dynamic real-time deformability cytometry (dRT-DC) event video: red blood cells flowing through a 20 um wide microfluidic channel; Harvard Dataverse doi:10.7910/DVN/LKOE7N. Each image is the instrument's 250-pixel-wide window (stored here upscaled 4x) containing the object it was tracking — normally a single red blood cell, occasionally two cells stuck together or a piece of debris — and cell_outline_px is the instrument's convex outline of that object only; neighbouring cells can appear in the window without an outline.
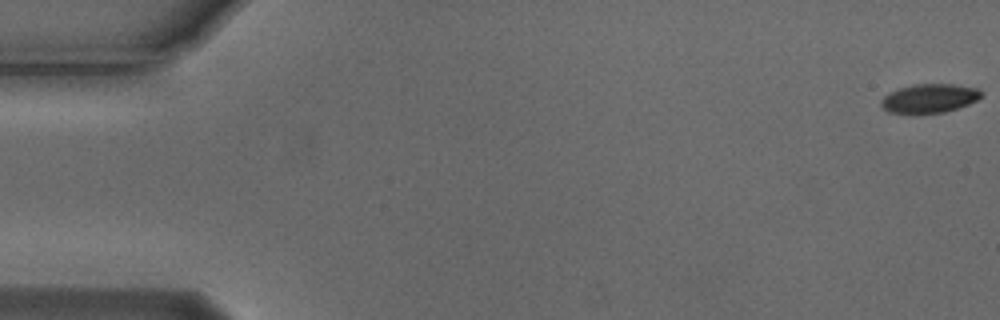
{"species": "Egyptian fruit bat (a non-hibernating species)", "species_latin": "Rousettus aegyptiacus", "temperature_condition": "cold", "stored_images_in_passage": 56, "camera_frame_rate_fps": 3000, "um_per_image_px": 0.085, "animal": {"sex": "male"}, "frame": {"image": 1, "passage_image": 1, "time_ms": 0.0, "image_size_px": [1000, 320], "cell_outline_px": [[984, 96], [968, 104], [944, 112], [912, 116], [908, 116], [888, 112], [880, 104], [884, 96], [900, 88], [912, 84], [952, 84], [976, 88], [984, 92]], "centroid_in_image_um": [78.98, 8.4], "position_along_channel_um": 6.0, "area_um2": 17.34}}
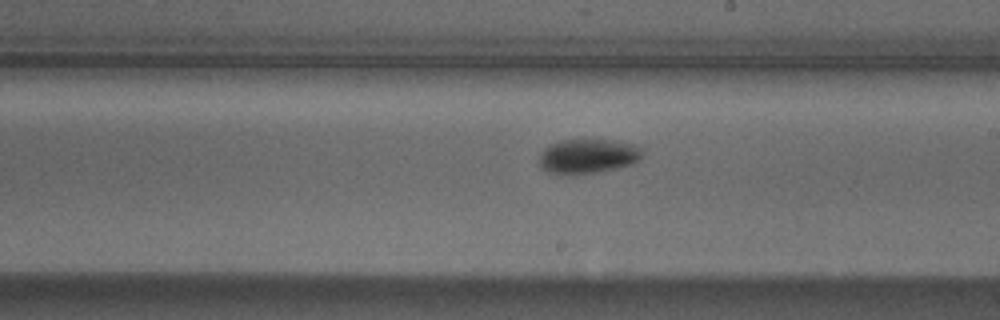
{"frame": {"image": 2, "passage_image": 32, "time_ms": 10.333, "image_size_px": [1000, 320], "cell_outline_px": [[640, 160], [632, 164], [616, 168], [592, 172], [552, 172], [540, 168], [540, 156], [544, 148], [560, 140], [616, 140], [636, 144], [640, 148]], "centroid_in_image_um": [50.01, 13.23], "position_along_channel_um": 239.0, "area_um2": 20.06}}
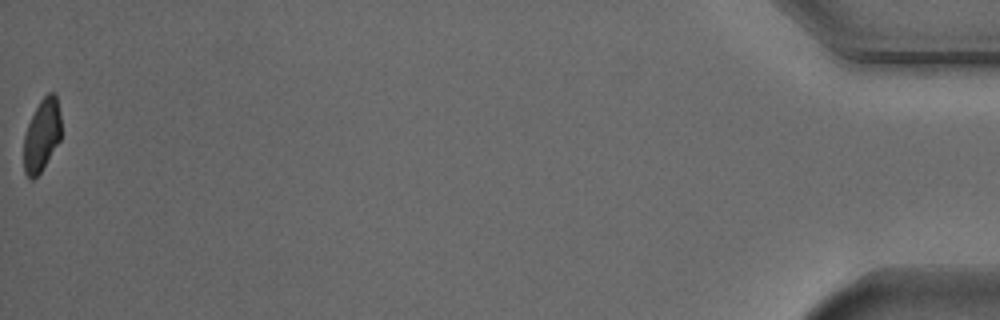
{"frame": {"image": 3, "passage_image": 56, "time_ms": 18.333, "image_size_px": [1000, 320], "cell_outline_px": [[60, 140], [40, 172], [32, 180], [24, 172], [24, 132], [40, 100], [48, 92], [56, 92], [60, 112]], "centroid_in_image_um": [3.55, 11.45], "position_along_channel_um": 431.6, "area_um2": 15.66}, "authors_computed_cell_mechanics": {"area_um2": 18.1492, "velocity_mm_per_s": 3.7197, "shape_relaxation_time_tau1_ms": 1.8883, "shape_relaxation_time_tau2_ms": null, "deformation_change_tau1": 0.0989, "deformation_change_tau2": null}}